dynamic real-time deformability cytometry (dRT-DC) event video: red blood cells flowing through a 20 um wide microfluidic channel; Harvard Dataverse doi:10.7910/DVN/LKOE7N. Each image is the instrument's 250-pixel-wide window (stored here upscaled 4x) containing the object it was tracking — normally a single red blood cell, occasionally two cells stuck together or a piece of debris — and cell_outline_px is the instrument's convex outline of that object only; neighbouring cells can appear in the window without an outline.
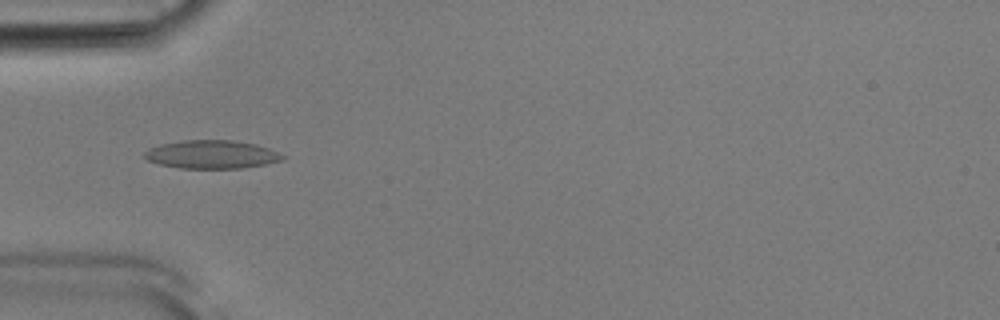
{"species": "Egyptian fruit bat (a non-hibernating species)", "species_latin": "Rousettus aegyptiacus", "temperature_condition": "room temperature", "stored_images_in_passage": 40, "camera_frame_rate_fps": 3000, "um_per_image_px": 0.085, "animal": {"sex": "male"}, "frame": {"image": 1, "passage_image": 8, "time_ms": 2.333, "image_size_px": [1000, 320], "cell_outline_px": [[288, 156], [284, 160], [264, 164], [240, 168], [180, 168], [160, 164], [148, 160], [144, 156], [144, 152], [148, 148], [160, 144], [184, 140], [232, 140], [256, 144], [268, 148]], "centroid_in_image_um": [18.01, 13.12], "position_along_channel_um": 67.0, "area_um2": 22.77}}
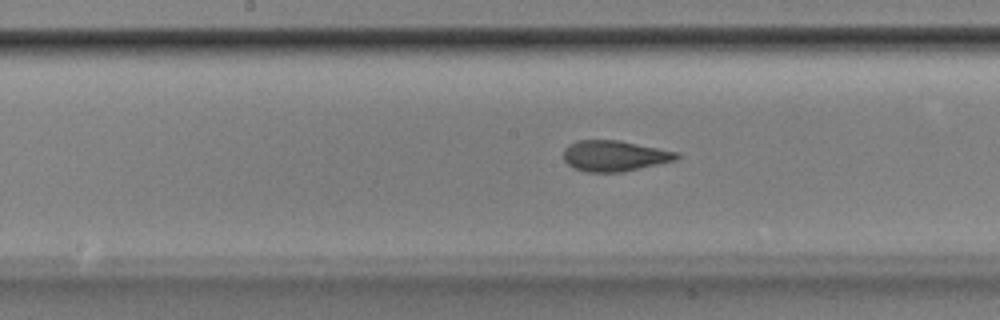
{"frame": {"image": 2, "passage_image": 18, "time_ms": 5.667, "image_size_px": [1000, 320], "cell_outline_px": [[680, 156], [676, 160], [624, 172], [588, 172], [572, 168], [564, 160], [564, 148], [568, 144], [576, 140], [620, 140], [680, 152]], "centroid_in_image_um": [52.24, 13.24], "position_along_channel_um": 196.0, "area_um2": 20.58}}
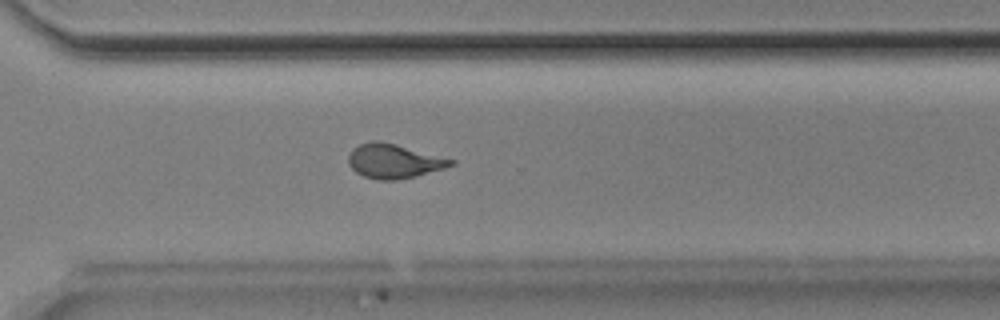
{"frame": {"image": 3, "passage_image": 29, "time_ms": 9.333, "image_size_px": [1000, 320], "cell_outline_px": [[456, 164], [444, 168], [416, 176], [396, 180], [376, 180], [364, 176], [356, 172], [348, 164], [348, 156], [352, 148], [360, 144], [372, 140], [376, 140], [396, 144], [456, 160]], "centroid_in_image_um": [33.47, 13.69], "position_along_channel_um": 337.1, "area_um2": 20.52}, "authors_computed_cell_mechanics": {"area_um2": 20.3456, "velocity_mm_per_s": 3.873, "shape_relaxation_time_tau1_ms": 7.5568, "shape_relaxation_time_tau2_ms": 1.1807, "deformation_change_tau1": 0.2113, "deformation_change_tau2": 0.0606}}